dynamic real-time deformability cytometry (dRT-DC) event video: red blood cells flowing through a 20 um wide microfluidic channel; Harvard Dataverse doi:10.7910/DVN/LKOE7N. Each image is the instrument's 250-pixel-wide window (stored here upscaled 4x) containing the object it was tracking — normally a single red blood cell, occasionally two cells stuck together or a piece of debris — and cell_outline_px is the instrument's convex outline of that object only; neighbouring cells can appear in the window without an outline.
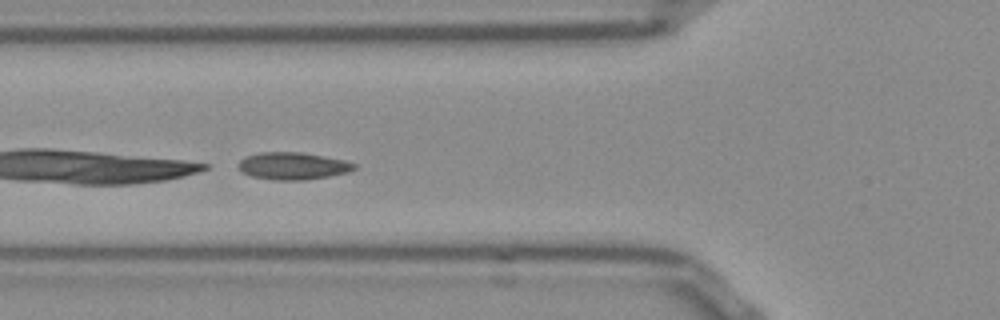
{"species": "Egyptian fruit bat (a non-hibernating species)", "species_latin": "Rousettus aegyptiacus", "temperature_condition": "room temperature", "stored_images_in_passage": 46, "camera_frame_rate_fps": 3000, "um_per_image_px": 0.085, "frame": {"image": 1, "passage_image": 18, "time_ms": 5.667, "image_size_px": [1000, 320], "cell_outline_px": [[356, 168], [348, 172], [328, 176], [304, 180], [272, 180], [252, 176], [240, 172], [236, 164], [244, 156], [260, 152], [300, 152], [324, 156], [344, 160], [356, 164]], "centroid_in_image_um": [24.83, 14.1], "position_along_channel_um": 101.0, "area_um2": 18.55}}
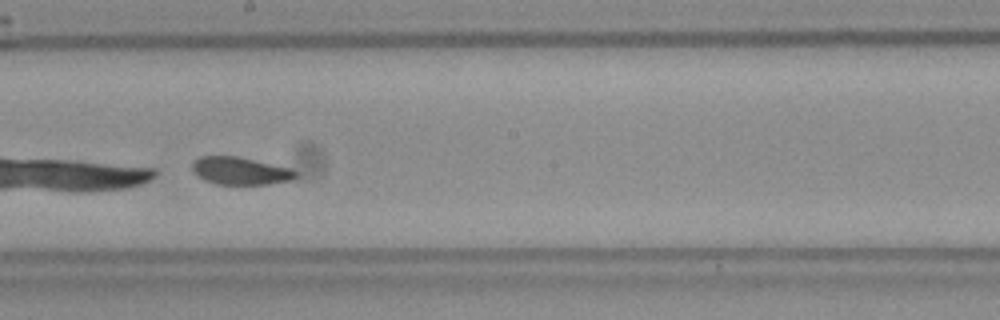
{"frame": {"image": 2, "passage_image": 28, "time_ms": 9.0, "image_size_px": [1000, 320], "cell_outline_px": [[296, 176], [288, 180], [268, 184], [216, 184], [204, 180], [192, 172], [192, 164], [200, 156], [236, 156], [292, 168], [296, 172]], "centroid_in_image_um": [20.38, 14.52], "position_along_channel_um": 227.8, "area_um2": 16.47}}
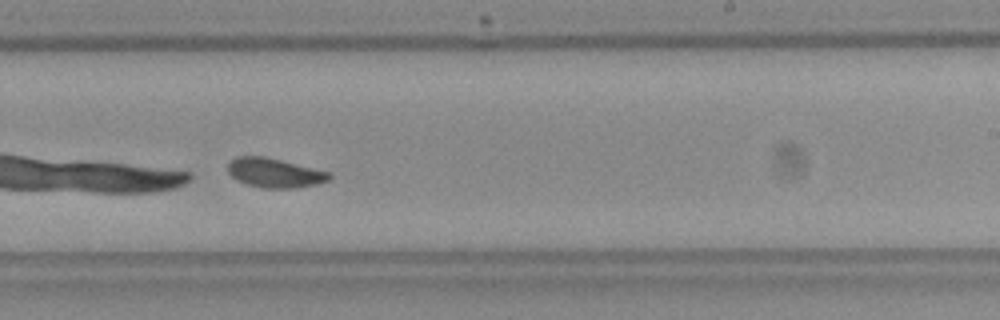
{"frame": {"image": 3, "passage_image": 31, "time_ms": 10.0, "image_size_px": [1000, 320], "cell_outline_px": [[332, 176], [328, 180], [316, 184], [296, 188], [264, 188], [248, 184], [236, 180], [228, 172], [228, 164], [236, 156], [264, 156], [328, 172]], "centroid_in_image_um": [23.31, 14.7], "position_along_channel_um": 265.7, "area_um2": 17.05}, "authors_computed_cell_mechanics": {"area_um2": 24.0159, "velocity_mm_per_s": 3.7955, "shape_relaxation_time_tau1_ms": 0.2976, "shape_relaxation_time_tau2_ms": 1.8805, "deformation_change_tau1": 0.2702, "deformation_change_tau2": 0.0637}}